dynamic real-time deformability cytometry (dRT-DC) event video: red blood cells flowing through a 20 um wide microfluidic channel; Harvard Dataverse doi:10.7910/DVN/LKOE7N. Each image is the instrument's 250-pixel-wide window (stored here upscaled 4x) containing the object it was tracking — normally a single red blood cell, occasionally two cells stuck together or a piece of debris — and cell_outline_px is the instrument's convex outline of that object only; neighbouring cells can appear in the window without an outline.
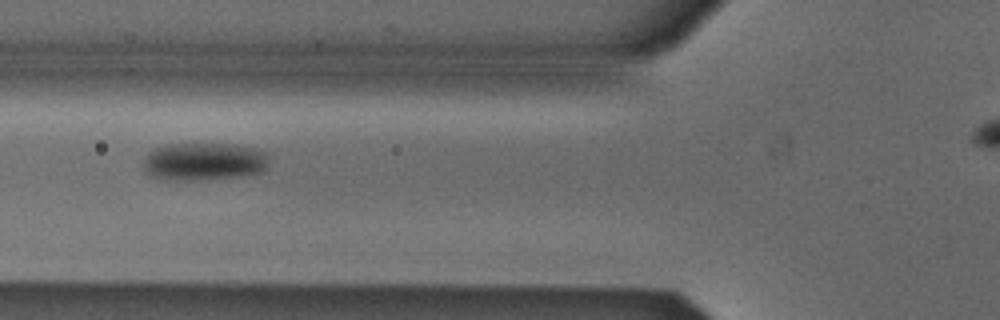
{"species": "Egyptian fruit bat (a non-hibernating species)", "species_latin": "Rousettus aegyptiacus", "temperature_condition": "cold", "stored_images_in_passage": 4, "segment_of_instrument_passage": [1, 2], "camera_frame_rate_fps": 3000, "um_per_image_px": 0.085, "animal": {"sex": "male"}, "frame": {"image": 1, "passage_image": 2, "time_ms": 0.333, "image_size_px": [1000, 320], "cell_outline_px": [[268, 164], [264, 172], [244, 176], [188, 180], [168, 180], [152, 176], [144, 172], [144, 160], [148, 152], [156, 148], [168, 144], [236, 144], [268, 152]], "centroid_in_image_um": [17.37, 13.73], "position_along_channel_um": 108.4, "area_um2": 27.86}}
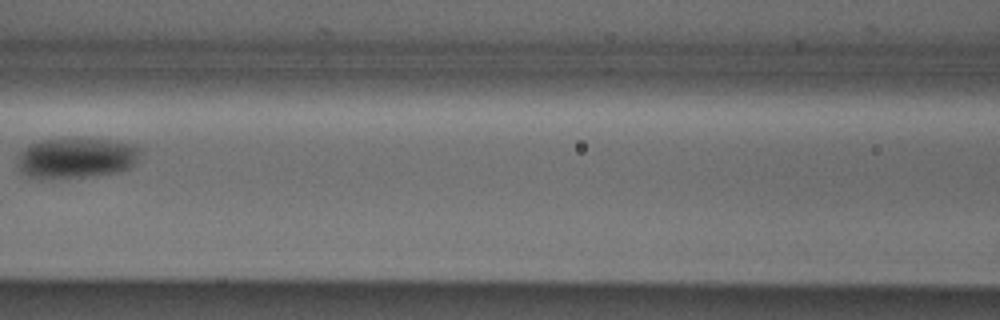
{"frame": {"image": 2, "passage_image": 3, "time_ms": 0.667, "image_size_px": [1000, 320], "cell_outline_px": [[140, 152], [136, 164], [120, 172], [96, 176], [52, 180], [28, 176], [20, 168], [20, 152], [24, 148], [40, 140], [64, 136], [108, 140], [132, 144], [140, 148]], "centroid_in_image_um": [6.52, 13.42], "position_along_channel_um": 160.1, "area_um2": 29.71}}